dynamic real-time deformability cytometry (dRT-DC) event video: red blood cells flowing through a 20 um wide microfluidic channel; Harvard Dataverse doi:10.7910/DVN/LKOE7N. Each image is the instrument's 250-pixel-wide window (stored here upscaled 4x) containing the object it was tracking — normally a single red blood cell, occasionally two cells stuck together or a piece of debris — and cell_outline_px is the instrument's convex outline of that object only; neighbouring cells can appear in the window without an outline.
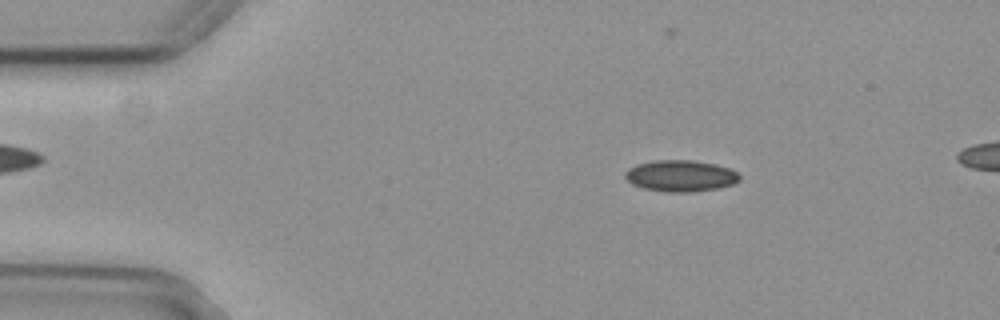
{"species": "common noctule bat (a hibernating species)", "species_latin": "Nyctalus noctula", "temperature_condition": "cold", "stored_images_in_passage": 54, "camera_frame_rate_fps": 3000, "um_per_image_px": 0.085, "animal": {"sex": "female", "body_mass_g": 29.2, "forearm_length_mm": 56.3}, "frame": {"image": 1, "passage_image": 9, "time_ms": 2.667, "image_size_px": [1000, 320], "cell_outline_px": [[740, 180], [732, 184], [720, 188], [692, 192], [668, 192], [644, 188], [632, 184], [624, 176], [624, 172], [628, 168], [636, 164], [656, 160], [692, 160], [716, 164], [728, 168], [736, 172], [740, 176]], "centroid_in_image_um": [57.84, 14.94], "position_along_channel_um": 27.2, "area_um2": 20.98}}
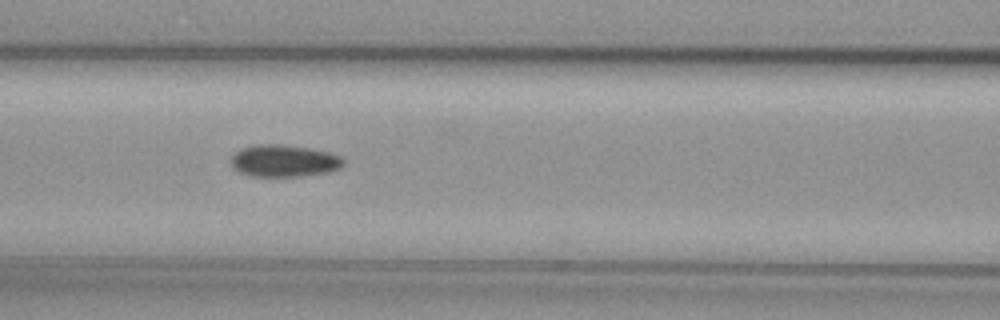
{"frame": {"image": 2, "passage_image": 23, "time_ms": 7.333, "image_size_px": [1000, 320], "cell_outline_px": [[344, 164], [340, 168], [328, 172], [300, 176], [248, 176], [240, 172], [232, 164], [232, 156], [240, 148], [260, 144], [276, 144], [308, 148], [328, 152], [340, 156], [344, 160]], "centroid_in_image_um": [24.15, 13.67], "position_along_channel_um": 142.4, "area_um2": 20.75}}
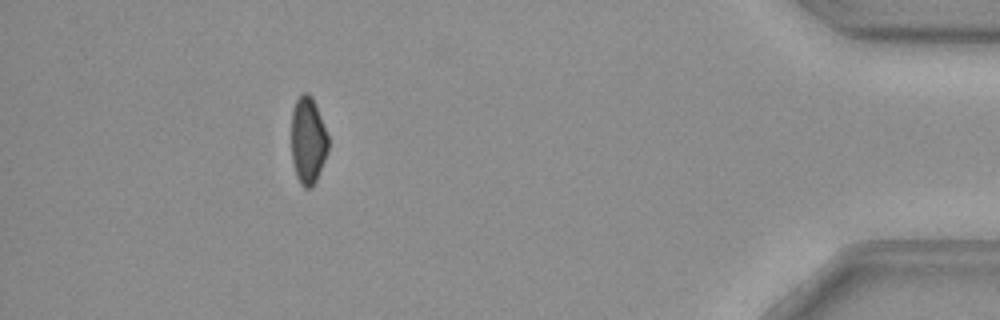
{"frame": {"image": 3, "passage_image": 49, "time_ms": 16.0, "image_size_px": [1000, 320], "cell_outline_px": [[328, 152], [316, 180], [308, 188], [304, 188], [300, 184], [296, 176], [292, 160], [292, 112], [296, 100], [304, 92], [308, 92], [312, 96], [328, 136]], "centroid_in_image_um": [26.18, 11.94], "position_along_channel_um": 409.0, "area_um2": 18.5}, "authors_computed_cell_mechanics": {"area_um2": 20.2878, "velocity_mm_per_s": 3.766, "shape_relaxation_time_tau1_ms": 6.6274, "shape_relaxation_time_tau2_ms": null, "deformation_change_tau1": 0.1163, "deformation_change_tau2": null}}